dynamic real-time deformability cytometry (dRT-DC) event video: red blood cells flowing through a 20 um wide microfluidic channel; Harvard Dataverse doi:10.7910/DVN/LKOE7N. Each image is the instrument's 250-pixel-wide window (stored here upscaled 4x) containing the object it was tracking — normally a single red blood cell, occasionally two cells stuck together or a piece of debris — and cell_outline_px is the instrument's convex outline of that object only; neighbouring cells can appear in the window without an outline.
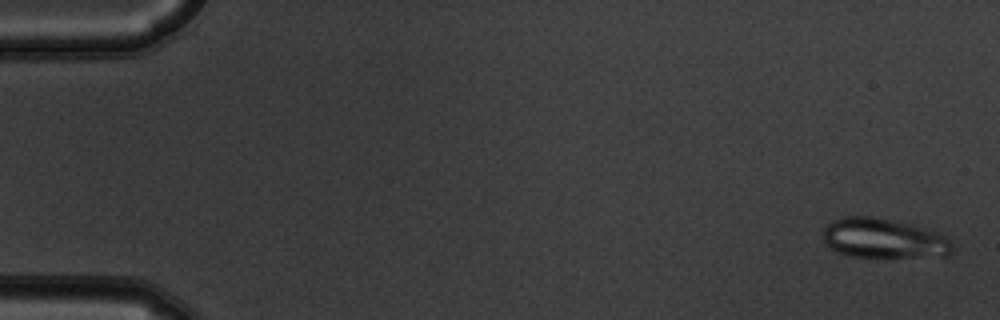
{"species": "common noctule bat (a hibernating species)", "species_latin": "Nyctalus noctula", "temperature_condition": "warm", "stored_images_in_passage": 54, "camera_frame_rate_fps": 3000, "um_per_image_px": 0.085, "animal": {"sex": "male", "body_mass_g": 19.5, "forearm_length_mm": 54.6}, "frame": {"image": 1, "passage_image": 2, "time_ms": 0.333, "image_size_px": [1000, 320], "cell_outline_px": [[952, 252], [948, 256], [852, 256], [836, 252], [824, 244], [824, 228], [832, 220], [844, 216], [872, 216], [916, 224], [932, 228], [940, 232], [952, 244]], "centroid_in_image_um": [75.13, 20.23], "position_along_channel_um": 9.9, "area_um2": 30.23}}
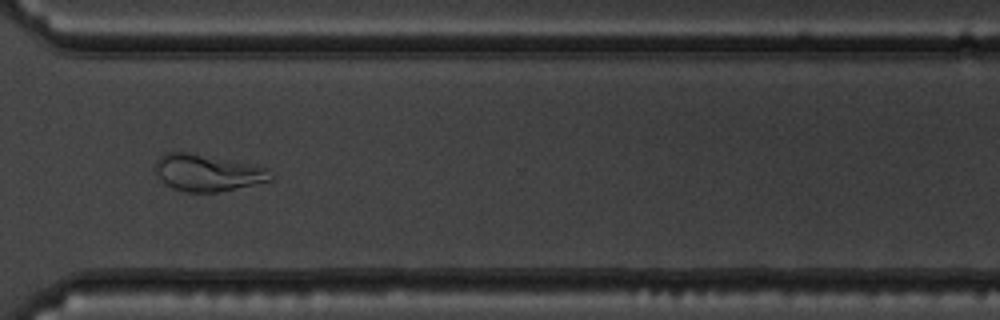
{"frame": {"image": 2, "passage_image": 41, "time_ms": 13.333, "image_size_px": [1000, 320], "cell_outline_px": [[272, 180], [216, 192], [184, 192], [172, 188], [152, 172], [152, 168], [156, 160], [164, 152], [188, 152], [268, 168], [272, 176]], "centroid_in_image_um": [17.53, 14.68], "position_along_channel_um": 353.1, "area_um2": 24.57}}
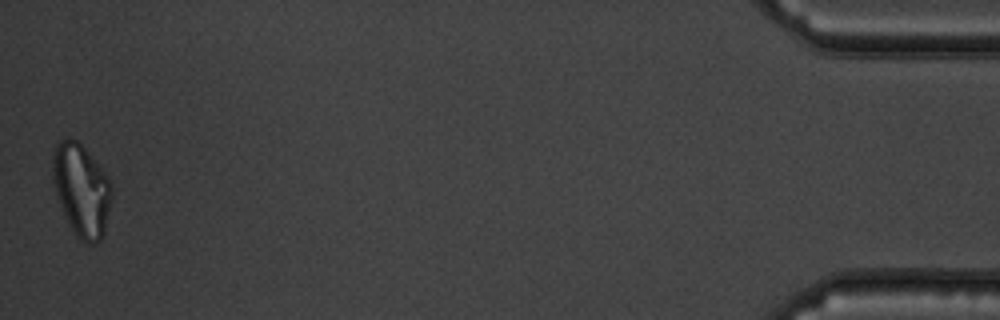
{"frame": {"image": 3, "passage_image": 54, "time_ms": 17.667, "image_size_px": [1000, 320], "cell_outline_px": [[112, 196], [104, 232], [100, 240], [92, 244], [88, 244], [80, 240], [68, 224], [56, 192], [52, 180], [52, 156], [56, 144], [60, 140], [68, 136], [76, 140], [84, 148], [108, 176], [112, 184]], "centroid_in_image_um": [6.92, 16.14], "position_along_channel_um": 428.3, "area_um2": 31.73}, "authors_computed_cell_mechanics": {"area_um2": 29.1023, "velocity_mm_per_s": 3.7525, "shape_relaxation_time_tau1_ms": null, "shape_relaxation_time_tau2_ms": 1.2259, "deformation_change_tau1": null, "deformation_change_tau2": 0.0565}}